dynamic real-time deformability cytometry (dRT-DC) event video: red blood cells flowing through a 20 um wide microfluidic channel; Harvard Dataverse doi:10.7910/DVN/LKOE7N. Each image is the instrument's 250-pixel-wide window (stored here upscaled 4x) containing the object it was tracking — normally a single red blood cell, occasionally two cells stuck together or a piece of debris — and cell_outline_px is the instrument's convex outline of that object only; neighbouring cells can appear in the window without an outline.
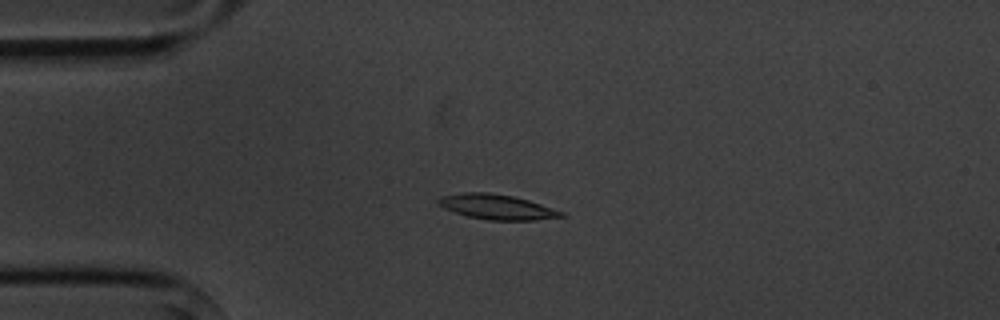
{"species": "common noctule bat (a hibernating species)", "species_latin": "Nyctalus noctula", "temperature_condition": "cold", "stored_images_in_passage": 14, "camera_frame_rate_fps": 3000, "um_per_image_px": 0.085, "animal": {"sex": "male", "body_mass_g": 20.1, "forearm_length_mm": 53.5}, "frame": {"image": 1, "passage_image": 3, "time_ms": 3.0, "image_size_px": [1000, 320], "cell_outline_px": [[564, 216], [536, 220], [488, 220], [468, 216], [444, 208], [436, 200], [440, 196], [464, 192], [488, 192], [512, 196], [528, 200], [564, 212]], "centroid_in_image_um": [42.22, 17.58], "position_along_channel_um": 42.8, "area_um2": 17.69}}
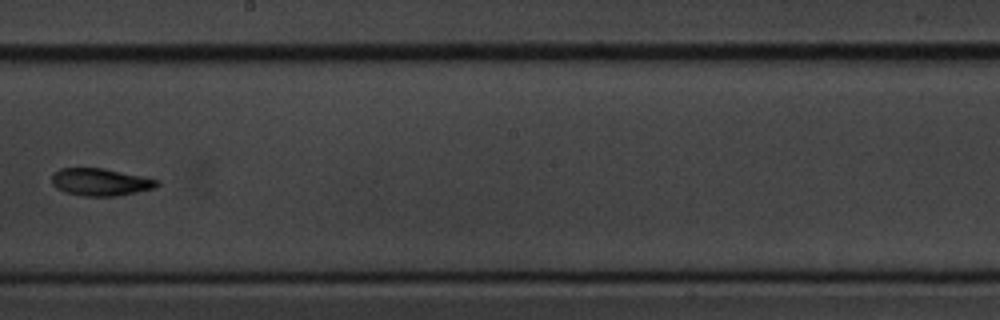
{"frame": {"image": 2, "passage_image": 8, "time_ms": 9.0, "image_size_px": [1000, 320], "cell_outline_px": [[160, 184], [156, 188], [116, 196], [84, 196], [64, 192], [56, 188], [52, 184], [52, 176], [60, 168], [104, 168], [160, 180]], "centroid_in_image_um": [8.56, 15.48], "position_along_channel_um": 239.6, "area_um2": 16.82}}
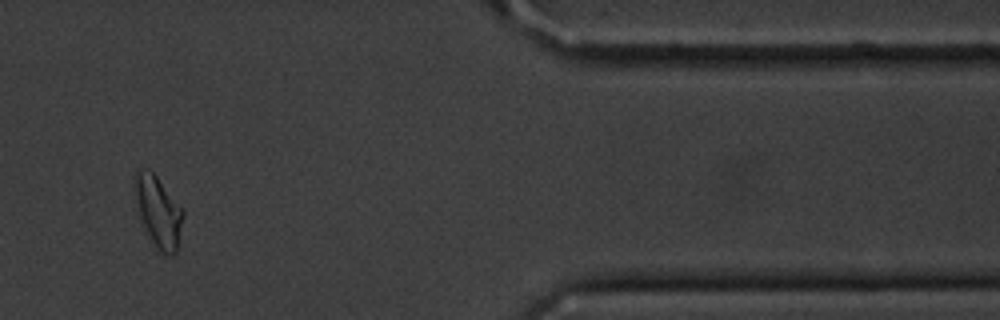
{"frame": {"image": 3, "passage_image": 12, "time_ms": 14.333, "image_size_px": [1000, 320], "cell_outline_px": [[184, 216], [176, 252], [172, 256], [168, 256], [156, 252], [144, 232], [136, 212], [132, 188], [132, 176], [136, 172], [148, 168], [156, 176], [184, 208]], "centroid_in_image_um": [13.39, 18.03], "position_along_channel_um": 398.0, "area_um2": 21.33}, "authors_computed_cell_mechanics": {"area_um2": 16.9643, "velocity_mm_per_s": 3.6245, "shape_relaxation_time_tau1_ms": null, "shape_relaxation_time_tau2_ms": 8.6619, "deformation_change_tau1": null, "deformation_change_tau2": 0.1419}}